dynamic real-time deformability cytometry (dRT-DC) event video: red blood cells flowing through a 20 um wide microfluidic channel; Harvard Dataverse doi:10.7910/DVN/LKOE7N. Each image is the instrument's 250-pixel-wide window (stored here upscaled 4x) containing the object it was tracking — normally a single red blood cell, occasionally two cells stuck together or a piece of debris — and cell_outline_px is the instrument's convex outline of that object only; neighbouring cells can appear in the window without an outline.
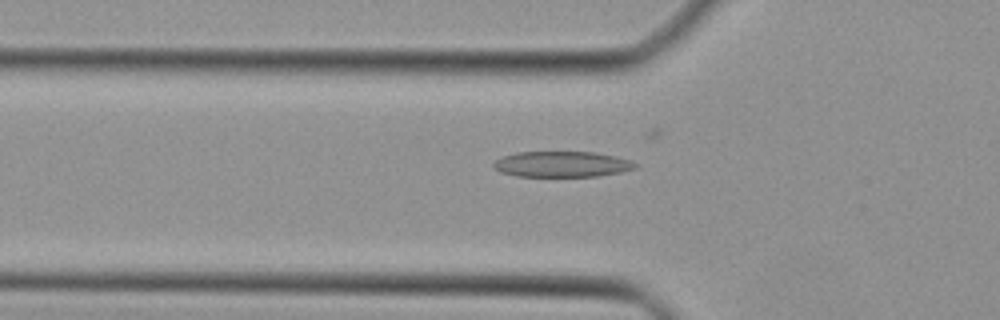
{"species": "Egyptian fruit bat (a non-hibernating species)", "species_latin": "Rousettus aegyptiacus", "temperature_condition": "cold", "stored_images_in_passage": 32, "camera_frame_rate_fps": 3000, "um_per_image_px": 0.085, "animal": {"sex": "female"}, "frame": {"image": 1, "passage_image": 9, "time_ms": 2.667, "image_size_px": [1000, 320], "cell_outline_px": [[636, 168], [620, 172], [600, 176], [516, 176], [500, 172], [492, 168], [492, 164], [496, 160], [504, 156], [516, 152], [596, 152], [616, 156], [632, 160], [636, 164]], "centroid_in_image_um": [47.76, 13.95], "position_along_channel_um": 78.0, "area_um2": 21.33}}
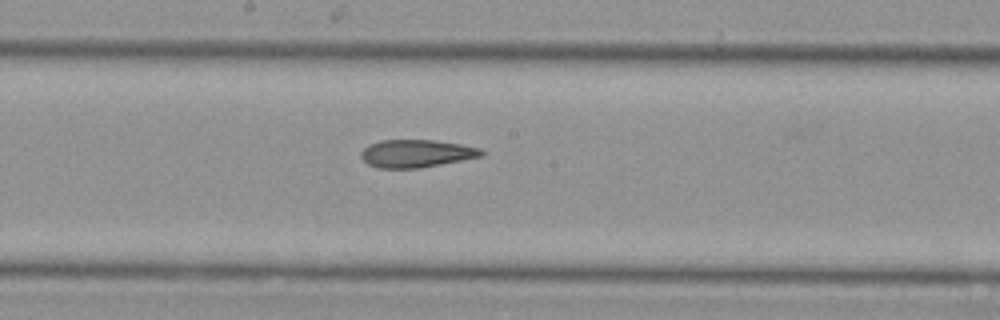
{"frame": {"image": 2, "passage_image": 18, "time_ms": 5.667, "image_size_px": [1000, 320], "cell_outline_px": [[484, 156], [420, 168], [380, 168], [368, 164], [360, 156], [360, 152], [368, 144], [380, 140], [432, 140], [460, 144], [480, 148], [484, 152]], "centroid_in_image_um": [35.38, 13.04], "position_along_channel_um": 212.8, "area_um2": 19.48}}
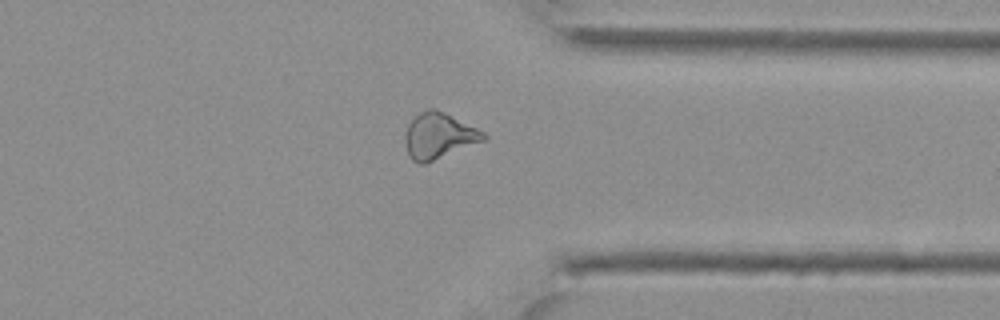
{"frame": {"image": 3, "passage_image": 29, "time_ms": 9.333, "image_size_px": [1000, 320], "cell_outline_px": [[488, 140], [424, 164], [420, 164], [412, 160], [408, 156], [404, 140], [404, 136], [408, 124], [420, 112], [428, 108], [436, 108], [484, 132], [488, 136]], "centroid_in_image_um": [37.3, 11.56], "position_along_channel_um": 374.1, "area_um2": 21.15}}